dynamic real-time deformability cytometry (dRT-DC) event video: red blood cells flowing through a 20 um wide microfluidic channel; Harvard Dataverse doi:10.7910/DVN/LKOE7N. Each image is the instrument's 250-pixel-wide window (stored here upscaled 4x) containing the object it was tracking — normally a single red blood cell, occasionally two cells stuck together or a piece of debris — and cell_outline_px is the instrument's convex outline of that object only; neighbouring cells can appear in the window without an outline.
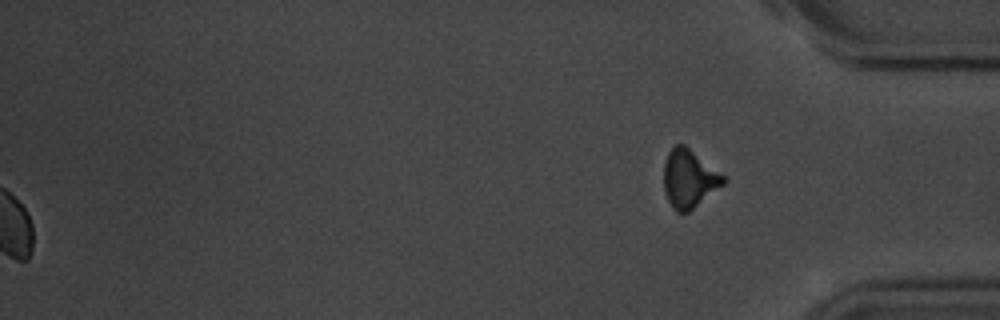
{"species": "common noctule bat (a hibernating species)", "species_latin": "Nyctalus noctula", "temperature_condition": "room temperature", "stored_images_in_passage": 57, "segment_of_instrument_passage": [2, 2], "camera_frame_rate_fps": 3000, "um_per_image_px": 0.085, "animal": {"sex": "male", "body_mass_g": 20.1, "forearm_length_mm": 53.5}, "frame": {"image": 1, "passage_image": 57, "time_ms": 18.667, "image_size_px": [1000, 320], "cell_outline_px": [[728, 180], [724, 184], [688, 212], [676, 212], [668, 200], [664, 192], [664, 160], [668, 152], [676, 144], [684, 144], [724, 176]], "centroid_in_image_um": [58.55, 15.18], "position_along_channel_um": 376.6, "area_um2": 19.94}}